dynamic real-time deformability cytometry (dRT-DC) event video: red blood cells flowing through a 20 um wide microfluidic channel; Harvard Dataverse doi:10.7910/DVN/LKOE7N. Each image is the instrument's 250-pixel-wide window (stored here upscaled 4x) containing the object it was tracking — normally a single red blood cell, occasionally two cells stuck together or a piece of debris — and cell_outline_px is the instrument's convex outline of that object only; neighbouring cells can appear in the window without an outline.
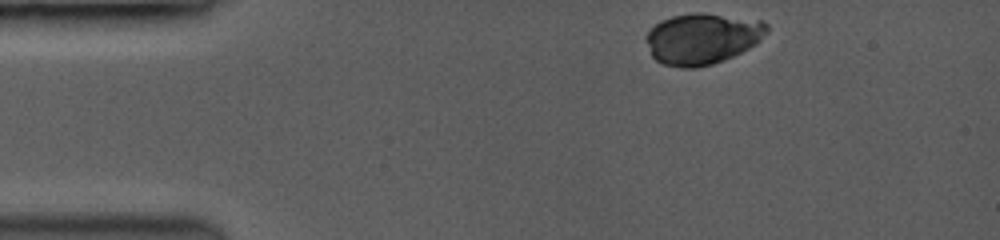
{"species": "common noctule bat (a hibernating species)", "species_latin": "Nyctalus noctula", "temperature_condition": "room temperature", "stored_images_in_passage": 5, "camera_frame_rate_fps": 3500, "um_per_image_px": 0.085, "animal": {"sex": "female", "body_mass_g": 19.0, "forearm_length_mm": 53.3}, "frame": {"image": 1, "passage_image": 1, "time_ms": 0.0, "image_size_px": [1000, 240], "cell_outline_px": [[768, 28], [748, 48], [732, 56], [712, 64], [692, 68], [684, 68], [664, 64], [656, 60], [652, 56], [648, 44], [648, 32], [656, 24], [672, 16], [700, 12], [760, 20], [768, 24]], "centroid_in_image_um": [59.67, 3.28], "position_along_channel_um": 25.3, "area_um2": 34.91}}